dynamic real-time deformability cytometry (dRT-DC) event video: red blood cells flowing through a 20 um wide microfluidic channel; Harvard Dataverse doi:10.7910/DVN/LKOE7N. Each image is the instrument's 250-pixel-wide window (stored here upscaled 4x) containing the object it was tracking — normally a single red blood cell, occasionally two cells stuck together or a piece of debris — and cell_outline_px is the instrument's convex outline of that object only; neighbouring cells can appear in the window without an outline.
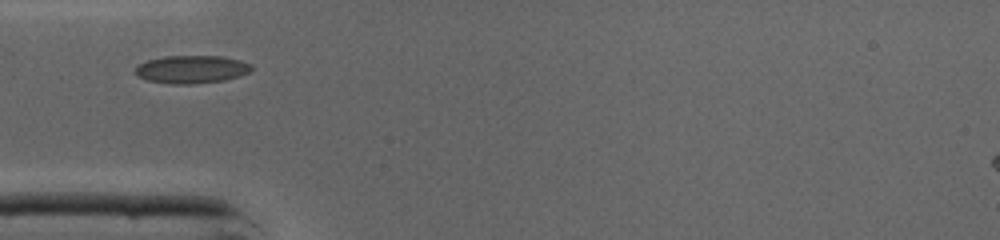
{"species": "common noctule bat (a hibernating species)", "species_latin": "Nyctalus noctula", "temperature_condition": "cold", "stored_images_in_passage": 24, "camera_frame_rate_fps": 3000, "um_per_image_px": 0.085, "animal": {"sex": "male", "body_mass_g": 19.0, "forearm_length_mm": 50.8}, "frame": {"image": 1, "passage_image": 1, "time_ms": 0.0, "image_size_px": [1000, 240], "cell_outline_px": [[252, 68], [248, 72], [240, 76], [224, 80], [192, 84], [172, 84], [148, 80], [136, 76], [136, 64], [148, 60], [164, 56], [220, 56], [240, 60], [252, 64]], "centroid_in_image_um": [16.27, 5.89], "position_along_channel_um": 68.7, "area_um2": 18.9}}
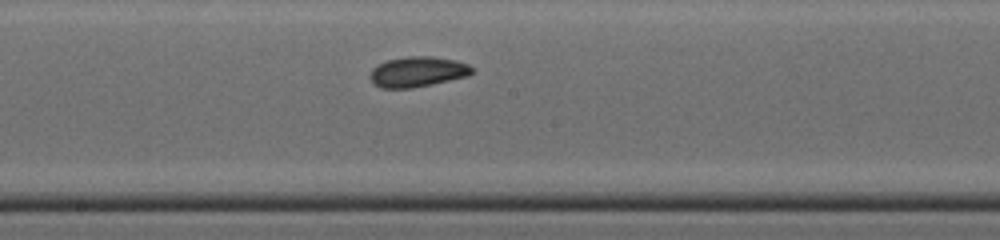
{"frame": {"image": 2, "passage_image": 11, "time_ms": 3.333, "image_size_px": [1000, 240], "cell_outline_px": [[476, 72], [468, 76], [408, 88], [384, 88], [376, 84], [368, 76], [372, 68], [376, 64], [388, 60], [408, 56], [432, 56], [456, 60], [468, 64]], "centroid_in_image_um": [35.5, 6.08], "position_along_channel_um": 212.7, "area_um2": 17.86}}
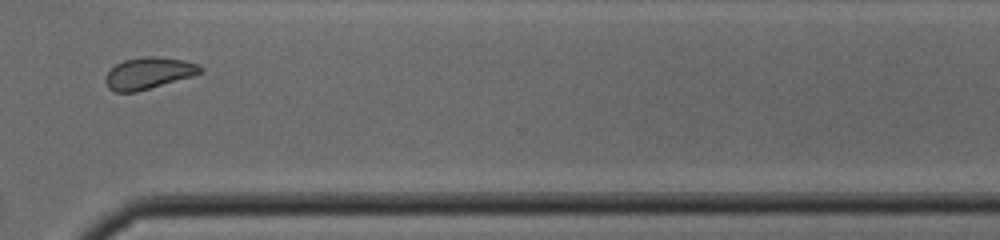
{"frame": {"image": 3, "passage_image": 21, "time_ms": 6.667, "image_size_px": [1000, 240], "cell_outline_px": [[204, 72], [192, 76], [136, 92], [116, 92], [108, 88], [104, 80], [104, 76], [116, 64], [124, 60], [144, 56], [156, 56], [184, 60], [196, 64], [204, 68]], "centroid_in_image_um": [12.62, 6.22], "position_along_channel_um": 358.0, "area_um2": 17.51}}